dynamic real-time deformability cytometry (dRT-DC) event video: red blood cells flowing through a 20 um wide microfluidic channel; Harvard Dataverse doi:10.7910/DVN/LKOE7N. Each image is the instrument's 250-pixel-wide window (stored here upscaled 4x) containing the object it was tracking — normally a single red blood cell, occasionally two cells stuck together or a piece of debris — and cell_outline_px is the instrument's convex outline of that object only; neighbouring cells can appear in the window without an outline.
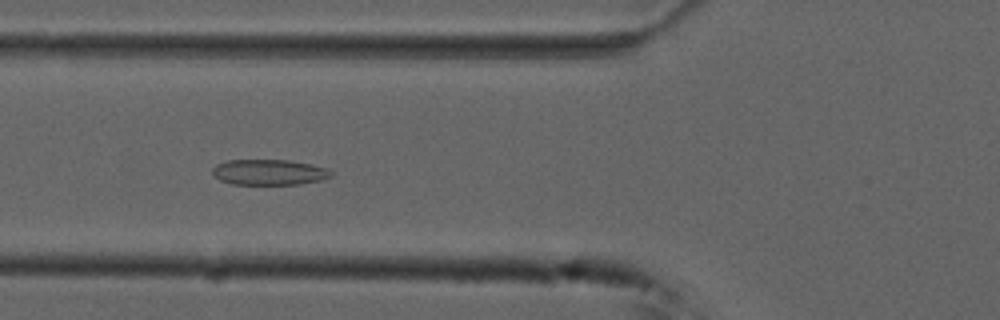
{"species": "common noctule bat (a hibernating species)", "species_latin": "Nyctalus noctula", "temperature_condition": "cold", "stored_images_in_passage": 55, "camera_frame_rate_fps": 3000, "um_per_image_px": 0.085, "animal": {"sex": "male", "forearm_length_mm": 52.5}, "frame": {"image": 1, "passage_image": 21, "time_ms": 6.667, "image_size_px": [1000, 320], "cell_outline_px": [[332, 176], [320, 180], [300, 184], [232, 184], [220, 180], [212, 176], [212, 168], [216, 164], [228, 160], [288, 160], [312, 164], [328, 168], [332, 172]], "centroid_in_image_um": [22.86, 14.63], "position_along_channel_um": 102.9, "area_um2": 17.8}}
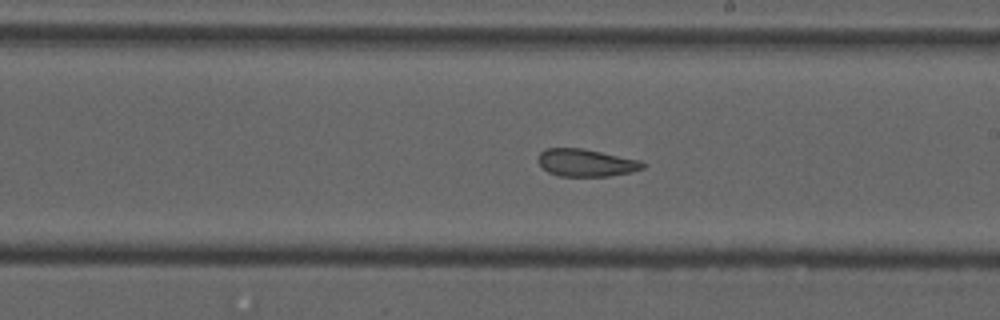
{"frame": {"image": 2, "passage_image": 32, "time_ms": 10.333, "image_size_px": [1000, 320], "cell_outline_px": [[648, 164], [644, 168], [632, 172], [608, 176], [560, 176], [548, 172], [540, 164], [540, 152], [544, 148], [580, 148], [640, 160]], "centroid_in_image_um": [49.86, 13.84], "position_along_channel_um": 239.1, "area_um2": 16.59}}
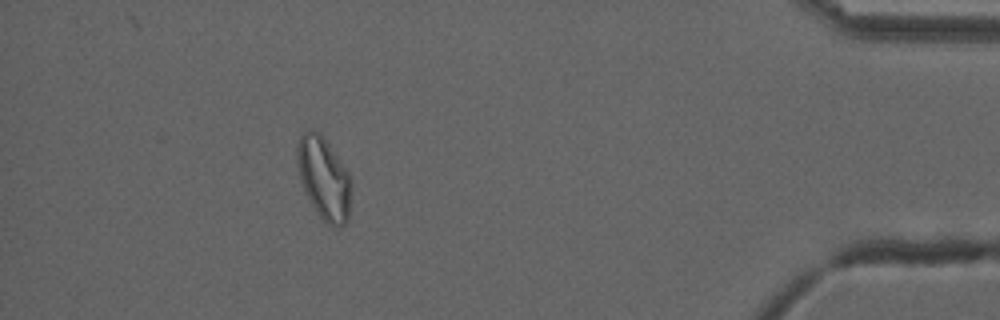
{"frame": {"image": 3, "passage_image": 50, "time_ms": 16.333, "image_size_px": [1000, 320], "cell_outline_px": [[352, 192], [348, 220], [344, 224], [336, 228], [332, 228], [316, 212], [300, 180], [296, 160], [296, 148], [300, 132], [320, 132], [348, 172], [352, 180]], "centroid_in_image_um": [27.54, 15.18], "position_along_channel_um": 407.7, "area_um2": 26.07}, "authors_computed_cell_mechanics": {"area_um2": 20.9236, "velocity_mm_per_s": 3.724, "shape_relaxation_time_tau1_ms": null, "shape_relaxation_time_tau2_ms": 1.6733, "deformation_change_tau1": null, "deformation_change_tau2": 0.0773}}